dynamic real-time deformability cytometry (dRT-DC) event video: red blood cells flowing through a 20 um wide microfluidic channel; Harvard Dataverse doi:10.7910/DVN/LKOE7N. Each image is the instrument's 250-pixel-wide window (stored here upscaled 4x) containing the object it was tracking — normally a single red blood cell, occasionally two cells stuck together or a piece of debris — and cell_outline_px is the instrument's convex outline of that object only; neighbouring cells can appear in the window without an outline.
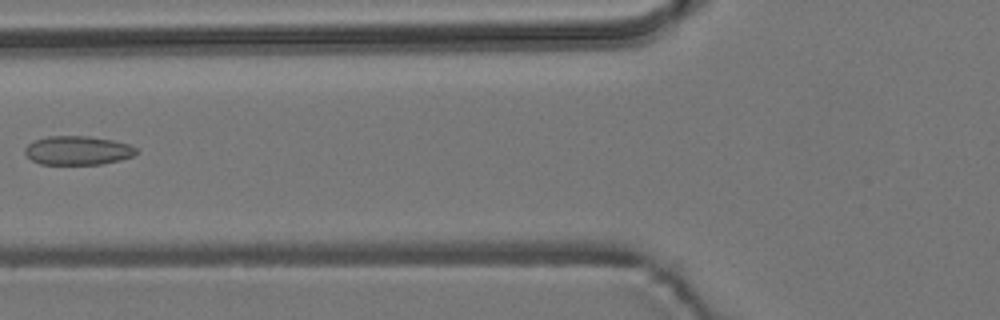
{"species": "common noctule bat (a hibernating species)", "species_latin": "Nyctalus noctula", "temperature_condition": "room temperature", "stored_images_in_passage": 5, "camera_frame_rate_fps": 3000, "um_per_image_px": 0.085, "animal": {"sex": "male", "body_mass_g": 19.2, "forearm_length_mm": 51.8}, "frame": {"image": 1, "passage_image": 5, "time_ms": 5.667, "image_size_px": [1000, 320], "cell_outline_px": [[136, 152], [132, 156], [120, 160], [100, 164], [40, 164], [32, 160], [24, 152], [24, 148], [28, 144], [36, 140], [48, 136], [88, 136], [112, 140], [128, 144], [136, 148]], "centroid_in_image_um": [6.58, 12.79], "position_along_channel_um": 119.2, "area_um2": 18.55}}